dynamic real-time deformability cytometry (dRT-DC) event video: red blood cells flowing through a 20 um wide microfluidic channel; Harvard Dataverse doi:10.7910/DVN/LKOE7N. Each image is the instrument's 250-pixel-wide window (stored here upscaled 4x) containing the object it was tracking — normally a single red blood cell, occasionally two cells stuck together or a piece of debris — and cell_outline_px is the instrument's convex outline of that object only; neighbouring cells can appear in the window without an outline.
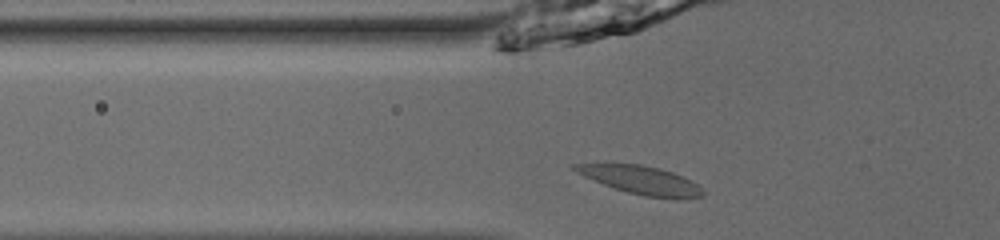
{"species": "common noctule bat (a hibernating species)", "species_latin": "Nyctalus noctula", "temperature_condition": "room temperature", "stored_images_in_passage": 35, "camera_frame_rate_fps": 3000, "um_per_image_px": 0.085, "animal": {"sex": "male", "body_mass_g": 13.0, "forearm_length_mm": 53.1}, "frame": {"image": 1, "passage_image": 2, "time_ms": 0.333, "image_size_px": [1000, 240], "cell_outline_px": [[704, 196], [676, 200], [644, 196], [628, 192], [604, 184], [584, 176], [576, 172], [572, 168], [572, 164], [596, 160], [640, 164], [660, 168], [684, 176], [692, 180], [704, 192]], "centroid_in_image_um": [54.41, 15.26], "position_along_channel_um": 71.4, "area_um2": 22.02}}
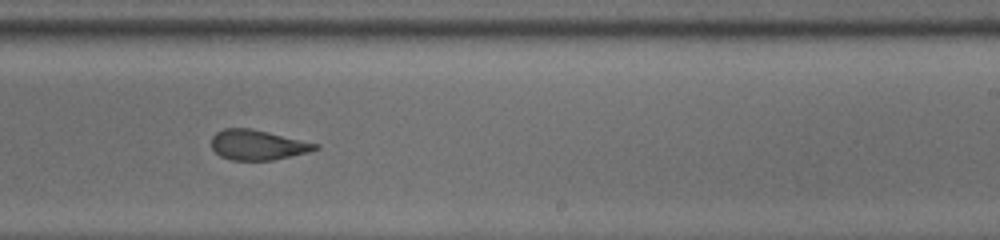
{"frame": {"image": 2, "passage_image": 17, "time_ms": 5.333, "image_size_px": [1000, 240], "cell_outline_px": [[320, 148], [308, 152], [272, 160], [232, 160], [220, 156], [212, 148], [212, 136], [216, 132], [224, 128], [248, 128], [268, 132], [320, 144]], "centroid_in_image_um": [21.9, 12.31], "position_along_channel_um": 267.1, "area_um2": 18.09}}
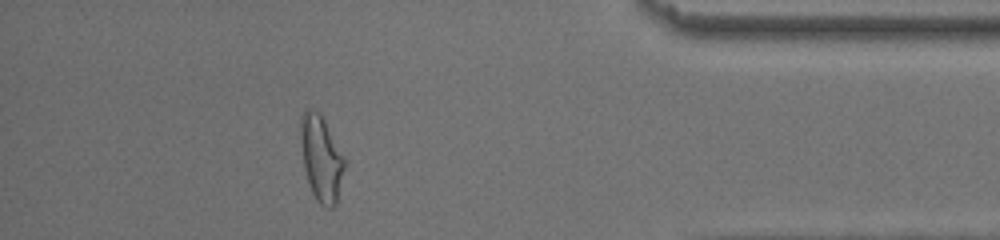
{"frame": {"image": 3, "passage_image": 30, "time_ms": 9.667, "image_size_px": [1000, 240], "cell_outline_px": [[344, 168], [336, 204], [332, 208], [324, 208], [316, 200], [312, 192], [304, 168], [300, 136], [300, 116], [304, 108], [308, 108], [320, 112], [344, 156]], "centroid_in_image_um": [27.28, 13.43], "position_along_channel_um": 407.9, "area_um2": 21.85}, "authors_computed_cell_mechanics": {"area_um2": 19.4786, "velocity_mm_per_s": 3.9213, "shape_relaxation_time_tau1_ms": null, "shape_relaxation_time_tau2_ms": 1.9182, "deformation_change_tau1": null, "deformation_change_tau2": 0.1041}}